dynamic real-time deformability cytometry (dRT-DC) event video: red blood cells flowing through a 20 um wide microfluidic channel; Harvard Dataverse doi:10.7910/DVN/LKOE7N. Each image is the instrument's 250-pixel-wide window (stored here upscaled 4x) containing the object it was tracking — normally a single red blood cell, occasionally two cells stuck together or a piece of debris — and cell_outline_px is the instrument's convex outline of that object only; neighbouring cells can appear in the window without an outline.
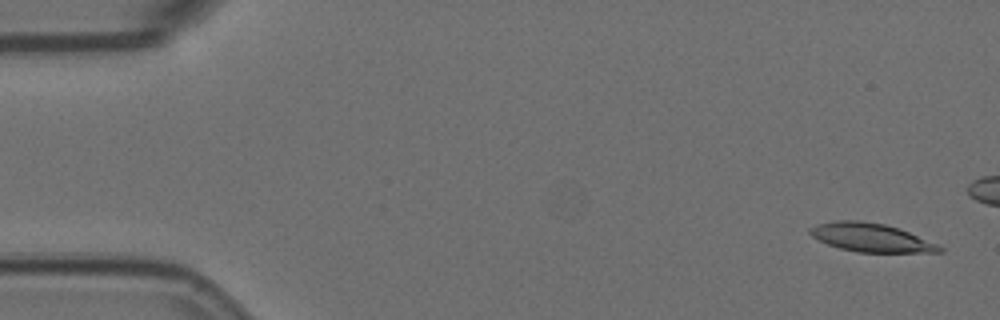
{"species": "Egyptian fruit bat (a non-hibernating species)", "species_latin": "Rousettus aegyptiacus", "temperature_condition": "room temperature", "stored_images_in_passage": 6, "camera_frame_rate_fps": 3000, "um_per_image_px": 0.085, "animal": {"sex": "female"}, "frame": {"image": 1, "passage_image": 1, "time_ms": 0.0, "image_size_px": [1000, 320], "cell_outline_px": [[944, 252], [856, 252], [840, 248], [828, 244], [812, 236], [808, 232], [808, 228], [816, 224], [836, 220], [860, 220], [884, 224], [908, 232], [936, 244], [944, 248]], "centroid_in_image_um": [73.98, 20.19], "position_along_channel_um": 11.0, "area_um2": 21.27}}